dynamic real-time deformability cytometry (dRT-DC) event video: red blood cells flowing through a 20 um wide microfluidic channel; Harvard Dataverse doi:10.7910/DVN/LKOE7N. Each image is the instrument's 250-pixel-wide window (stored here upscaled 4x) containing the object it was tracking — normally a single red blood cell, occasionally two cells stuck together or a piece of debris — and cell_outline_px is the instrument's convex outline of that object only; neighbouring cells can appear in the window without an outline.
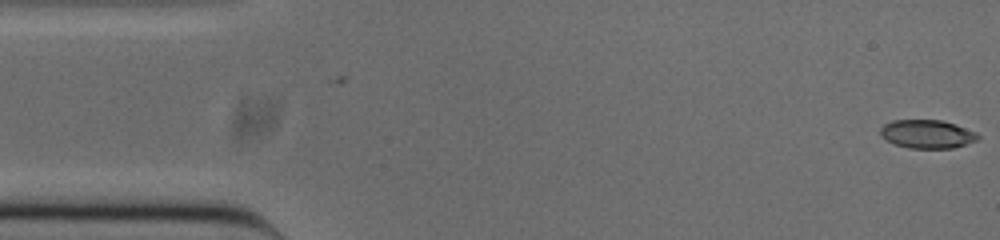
{"species": "common noctule bat (a hibernating species)", "species_latin": "Nyctalus noctula", "temperature_condition": "cold", "stored_images_in_passage": 4, "camera_frame_rate_fps": 3000, "um_per_image_px": 0.085, "animal": {"sex": "male", "body_mass_g": 20.0, "forearm_length_mm": 53.3}, "frame": {"image": 1, "passage_image": 4, "time_ms": 1.0, "image_size_px": [1000, 240], "cell_outline_px": [[980, 136], [976, 140], [952, 148], [908, 148], [896, 144], [880, 136], [880, 128], [884, 124], [892, 120], [940, 120], [956, 124], [976, 132]], "centroid_in_image_um": [78.79, 11.38], "position_along_channel_um": 6.2, "area_um2": 16.07}}